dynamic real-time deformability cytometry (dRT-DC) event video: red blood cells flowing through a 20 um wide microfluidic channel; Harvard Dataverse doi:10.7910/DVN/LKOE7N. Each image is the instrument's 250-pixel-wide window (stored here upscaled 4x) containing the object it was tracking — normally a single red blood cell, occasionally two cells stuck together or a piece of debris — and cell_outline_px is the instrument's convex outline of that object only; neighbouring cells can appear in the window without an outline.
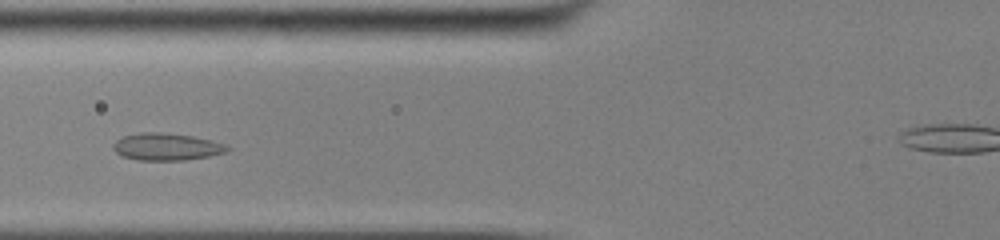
{"species": "common noctule bat (a hibernating species)", "species_latin": "Nyctalus noctula", "temperature_condition": "cold", "stored_images_in_passage": 32, "camera_frame_rate_fps": 3000, "um_per_image_px": 0.085, "animal": {"sex": "male", "body_mass_g": 13.0, "forearm_length_mm": 53.1}, "frame": {"image": 1, "passage_image": 9, "time_ms": 2.667, "image_size_px": [1000, 240], "cell_outline_px": [[232, 148], [228, 152], [208, 156], [184, 160], [136, 160], [120, 156], [112, 148], [112, 144], [116, 140], [124, 136], [140, 132], [160, 132], [192, 136], [212, 140], [224, 144]], "centroid_in_image_um": [14.14, 12.48], "position_along_channel_um": 111.7, "area_um2": 18.21}}
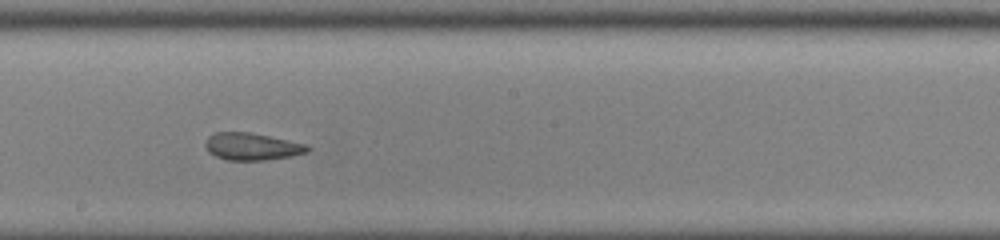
{"frame": {"image": 2, "passage_image": 18, "time_ms": 5.667, "image_size_px": [1000, 240], "cell_outline_px": [[312, 148], [308, 152], [292, 156], [264, 160], [228, 160], [216, 156], [208, 152], [204, 144], [208, 136], [216, 132], [252, 132], [308, 144]], "centroid_in_image_um": [21.45, 12.45], "position_along_channel_um": 226.8, "area_um2": 16.42}}
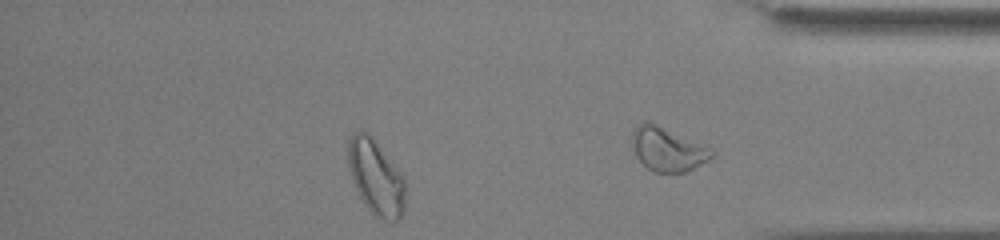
{"frame": {"image": 3, "passage_image": 30, "time_ms": 9.667, "image_size_px": [1000, 240], "cell_outline_px": [[404, 208], [400, 220], [392, 224], [372, 216], [364, 204], [352, 180], [348, 164], [348, 140], [356, 132], [368, 132], [372, 136], [400, 172], [404, 180]], "centroid_in_image_um": [31.95, 15.14], "position_along_channel_um": 403.2, "area_um2": 25.14}, "authors_computed_cell_mechanics": {"area_um2": 17.1955, "velocity_mm_per_s": 3.8391, "shape_relaxation_time_tau1_ms": null, "shape_relaxation_time_tau2_ms": 1.6253, "deformation_change_tau1": null, "deformation_change_tau2": 0.072}}